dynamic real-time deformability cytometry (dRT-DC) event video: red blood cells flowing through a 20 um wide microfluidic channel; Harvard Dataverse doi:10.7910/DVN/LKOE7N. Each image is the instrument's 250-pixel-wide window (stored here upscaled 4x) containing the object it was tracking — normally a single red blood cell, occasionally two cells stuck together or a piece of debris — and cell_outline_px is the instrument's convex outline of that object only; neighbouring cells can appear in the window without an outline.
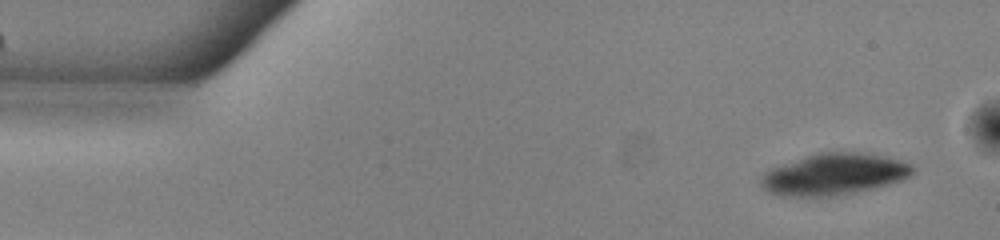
{"species": "common noctule bat (a hibernating species)", "species_latin": "Nyctalus noctula", "temperature_condition": "warm", "stored_images_in_passage": 49, "camera_frame_rate_fps": 3000, "um_per_image_px": 0.085, "animal": {"sex": "male", "body_mass_g": 13.0, "forearm_length_mm": 53.1}, "frame": {"image": 1, "passage_image": 1, "time_ms": 0.0, "image_size_px": [1000, 240], "cell_outline_px": [[912, 172], [908, 176], [900, 180], [888, 184], [856, 192], [836, 196], [780, 196], [768, 192], [760, 184], [760, 180], [772, 168], [820, 152], [856, 152], [880, 156], [900, 160], [912, 164]], "centroid_in_image_um": [70.89, 14.83], "position_along_channel_um": 14.1, "area_um2": 35.89}}